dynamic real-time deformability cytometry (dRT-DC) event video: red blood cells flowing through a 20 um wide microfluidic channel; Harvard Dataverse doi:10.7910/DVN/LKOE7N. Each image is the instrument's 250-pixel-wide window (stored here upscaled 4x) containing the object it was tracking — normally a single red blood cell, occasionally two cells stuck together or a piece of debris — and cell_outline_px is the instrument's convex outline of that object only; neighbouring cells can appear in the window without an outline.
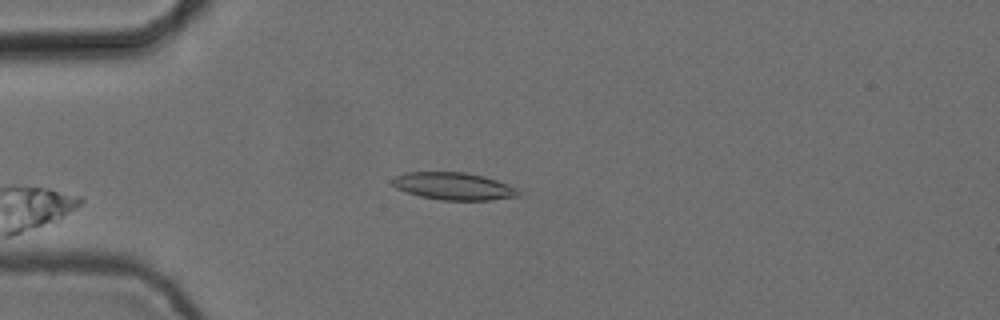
{"species": "common noctule bat (a hibernating species)", "species_latin": "Nyctalus noctula", "temperature_condition": "cold", "stored_images_in_passage": 5, "camera_frame_rate_fps": 3000, "um_per_image_px": 0.085, "animal": {"sex": "female", "body_mass_g": 24.6, "forearm_length_mm": 56.2}, "frame": {"image": 1, "passage_image": 3, "time_ms": 0.667, "image_size_px": [1000, 320], "cell_outline_px": [[520, 196], [488, 200], [440, 200], [420, 196], [396, 188], [392, 184], [392, 180], [396, 176], [404, 172], [464, 172], [484, 176], [496, 180], [516, 188], [520, 192]], "centroid_in_image_um": [38.55, 15.82], "position_along_channel_um": 46.4, "area_um2": 20.0}}
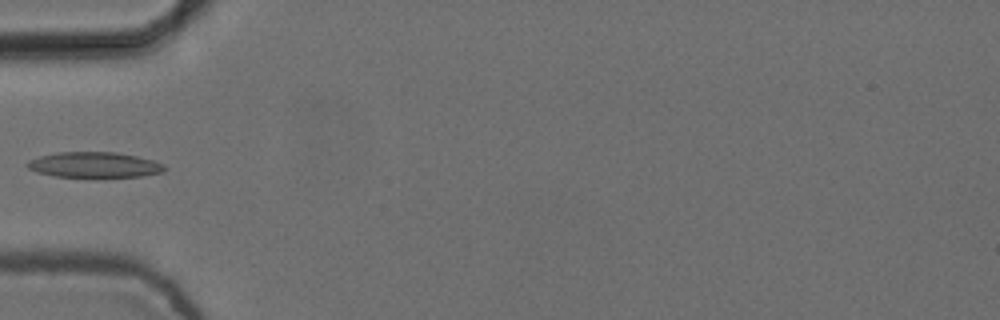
{"frame": {"image": 2, "passage_image": 4, "time_ms": 1.0, "image_size_px": [1000, 320], "cell_outline_px": [[168, 168], [164, 172], [140, 176], [100, 180], [56, 176], [36, 172], [28, 168], [24, 164], [28, 160], [40, 156], [60, 152], [116, 152], [136, 156], [152, 160], [164, 164]], "centroid_in_image_um": [8.04, 14.06], "position_along_channel_um": 77.0, "area_um2": 21.39}}
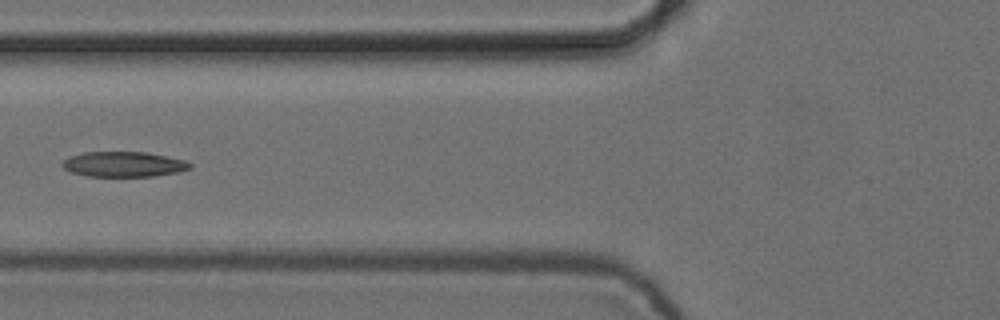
{"frame": {"image": 3, "passage_image": 5, "time_ms": 1.333, "image_size_px": [1000, 320], "cell_outline_px": [[192, 168], [180, 172], [156, 176], [88, 176], [72, 172], [64, 168], [60, 164], [68, 156], [84, 152], [144, 152], [184, 160], [192, 164]], "centroid_in_image_um": [10.51, 13.96], "position_along_channel_um": 115.3, "area_um2": 18.73}}